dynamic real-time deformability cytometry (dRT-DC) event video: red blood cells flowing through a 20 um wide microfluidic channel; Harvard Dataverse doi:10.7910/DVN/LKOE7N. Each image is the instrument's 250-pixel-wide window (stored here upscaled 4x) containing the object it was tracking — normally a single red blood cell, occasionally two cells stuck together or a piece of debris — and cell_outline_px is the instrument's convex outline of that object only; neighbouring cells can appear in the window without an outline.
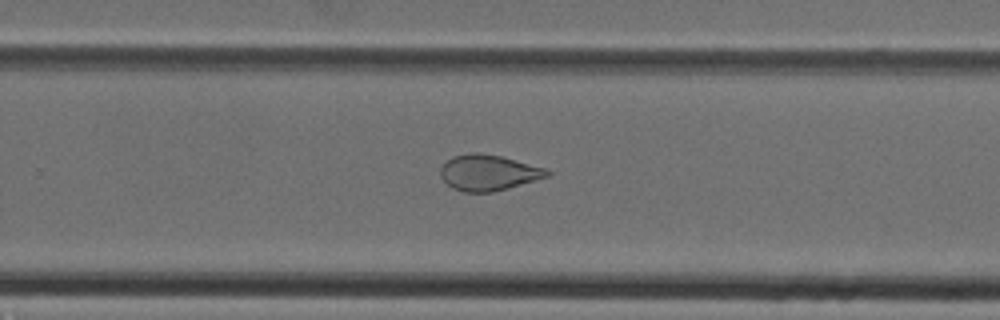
{"species": "Egyptian fruit bat (a non-hibernating species)", "species_latin": "Rousettus aegyptiacus", "temperature_condition": "cold", "stored_images_in_passage": 24, "camera_frame_rate_fps": 3000, "um_per_image_px": 0.085, "animal": {"sex": "female"}, "frame": {"image": 1, "passage_image": 17, "time_ms": 5.333, "image_size_px": [1000, 320], "cell_outline_px": [[552, 172], [548, 176], [508, 188], [492, 192], [464, 192], [452, 188], [440, 176], [440, 168], [452, 156], [472, 152], [476, 152], [500, 156], [544, 168]], "centroid_in_image_um": [41.48, 14.67], "position_along_channel_um": 288.3, "area_um2": 21.96}}